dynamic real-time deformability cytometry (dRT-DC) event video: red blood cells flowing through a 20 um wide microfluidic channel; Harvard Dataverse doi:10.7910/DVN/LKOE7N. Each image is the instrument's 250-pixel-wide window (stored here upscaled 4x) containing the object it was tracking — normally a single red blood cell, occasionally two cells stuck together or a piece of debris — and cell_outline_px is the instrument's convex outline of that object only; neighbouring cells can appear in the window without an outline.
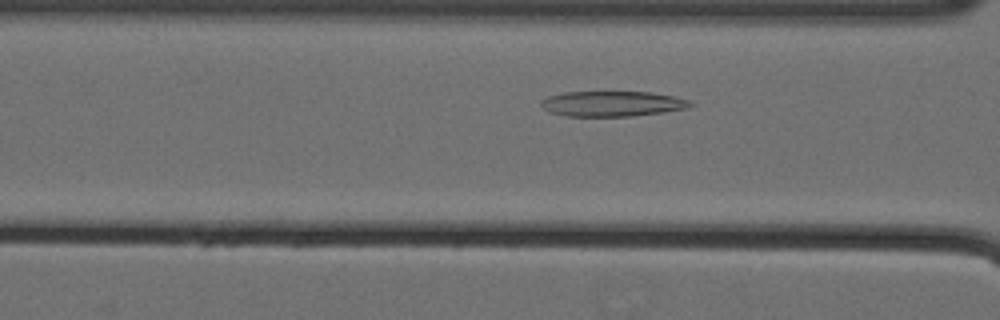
{"species": "Egyptian fruit bat (a non-hibernating species)", "species_latin": "Rousettus aegyptiacus", "temperature_condition": "cold", "stored_images_in_passage": 38, "camera_frame_rate_fps": 3000, "um_per_image_px": 0.085, "animal": {"sex": "female"}, "frame": {"image": 1, "passage_image": 7, "time_ms": 2.0, "image_size_px": [1000, 320], "cell_outline_px": [[696, 104], [688, 108], [664, 112], [632, 116], [564, 116], [548, 112], [540, 104], [540, 100], [548, 96], [564, 92], [652, 92], [672, 96], [688, 100]], "centroid_in_image_um": [52.03, 8.82], "position_along_channel_um": 114.6, "area_um2": 22.14}}
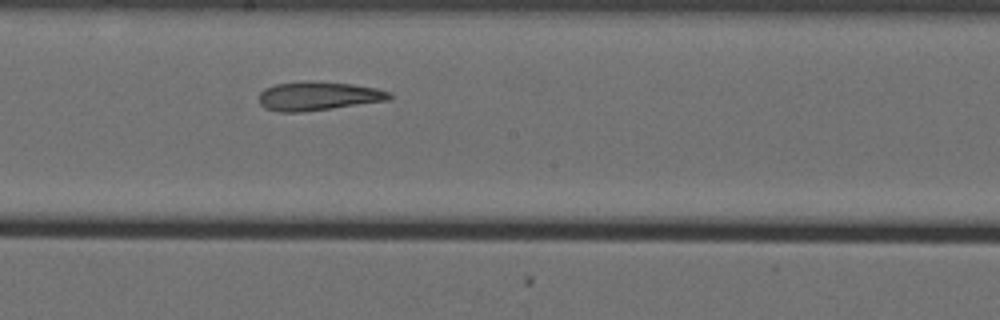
{"frame": {"image": 2, "passage_image": 16, "time_ms": 5.0, "image_size_px": [1000, 320], "cell_outline_px": [[392, 96], [388, 100], [300, 112], [276, 112], [264, 108], [260, 104], [260, 92], [264, 88], [276, 84], [352, 84], [376, 88], [392, 92]], "centroid_in_image_um": [27.04, 8.21], "position_along_channel_um": 221.2, "area_um2": 20.75}}
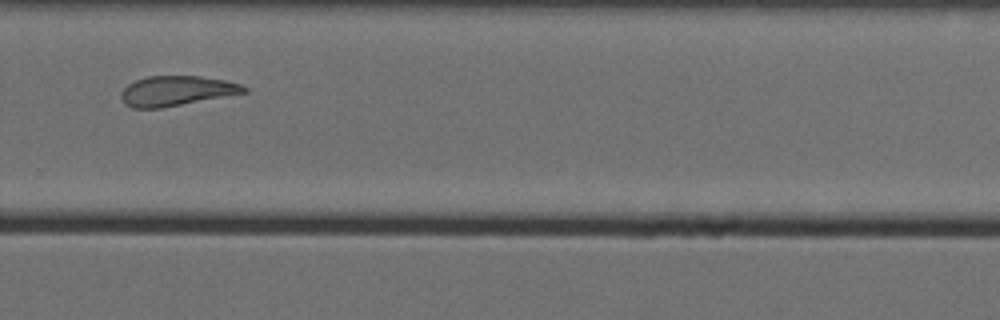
{"frame": {"image": 3, "passage_image": 24, "time_ms": 7.667, "image_size_px": [1000, 320], "cell_outline_px": [[248, 92], [160, 108], [132, 108], [124, 104], [120, 96], [124, 88], [128, 84], [136, 80], [148, 76], [200, 76], [224, 80], [240, 84], [248, 88]], "centroid_in_image_um": [14.99, 7.72], "position_along_channel_um": 314.8, "area_um2": 21.27}, "authors_computed_cell_mechanics": {"area_um2": 21.2415, "velocity_mm_per_s": 3.5308, "shape_relaxation_time_tau1_ms": 6.3751, "shape_relaxation_time_tau2_ms": 3.5935, "deformation_change_tau1": 0.1757, "deformation_change_tau2": 0.1261}}